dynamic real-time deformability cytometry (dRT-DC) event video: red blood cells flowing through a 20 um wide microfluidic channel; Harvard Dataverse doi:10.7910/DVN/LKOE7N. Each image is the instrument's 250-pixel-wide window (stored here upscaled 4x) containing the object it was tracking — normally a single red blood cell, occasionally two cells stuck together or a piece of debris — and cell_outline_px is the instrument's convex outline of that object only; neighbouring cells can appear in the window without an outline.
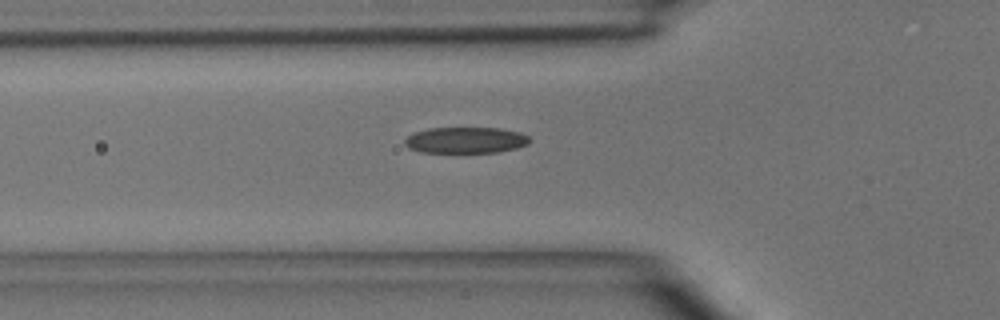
{"species": "common noctule bat (a hibernating species)", "species_latin": "Nyctalus noctula", "temperature_condition": "room temperature", "stored_images_in_passage": 3, "camera_frame_rate_fps": 3000, "um_per_image_px": 0.085, "animal": {"sex": "male", "body_mass_g": 15.6}, "frame": {"image": 1, "passage_image": 3, "time_ms": 3.0, "image_size_px": [1000, 320], "cell_outline_px": [[532, 140], [528, 144], [516, 148], [496, 152], [456, 156], [420, 152], [408, 148], [404, 144], [404, 140], [412, 132], [428, 128], [500, 128], [520, 132], [528, 136]], "centroid_in_image_um": [39.53, 11.97], "position_along_channel_um": 86.3, "area_um2": 20.23}}